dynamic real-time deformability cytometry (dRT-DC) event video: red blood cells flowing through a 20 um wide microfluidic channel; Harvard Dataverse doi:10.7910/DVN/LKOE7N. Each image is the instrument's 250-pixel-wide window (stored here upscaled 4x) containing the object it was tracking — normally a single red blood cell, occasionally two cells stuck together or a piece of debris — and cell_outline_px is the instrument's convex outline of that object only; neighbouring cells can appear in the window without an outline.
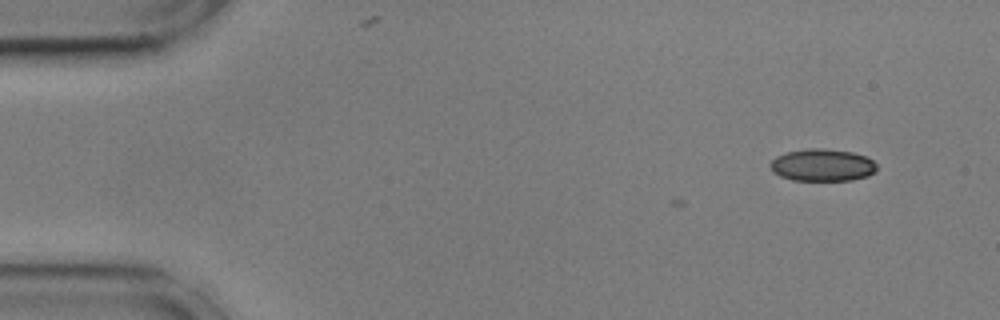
{"species": "common noctule bat (a hibernating species)", "species_latin": "Nyctalus noctula", "temperature_condition": "cold", "stored_images_in_passage": 3, "camera_frame_rate_fps": 3000, "um_per_image_px": 0.085, "animal": {"sex": "male", "body_mass_g": 17.9, "forearm_length_mm": 54.2}, "frame": {"image": 1, "passage_image": 3, "time_ms": 0.667, "image_size_px": [1000, 320], "cell_outline_px": [[876, 172], [868, 176], [852, 180], [792, 180], [780, 176], [772, 172], [768, 164], [776, 156], [788, 152], [808, 148], [820, 148], [852, 152], [864, 156], [872, 160], [876, 164]], "centroid_in_image_um": [69.88, 14.04], "position_along_channel_um": 15.1, "area_um2": 20.06}}